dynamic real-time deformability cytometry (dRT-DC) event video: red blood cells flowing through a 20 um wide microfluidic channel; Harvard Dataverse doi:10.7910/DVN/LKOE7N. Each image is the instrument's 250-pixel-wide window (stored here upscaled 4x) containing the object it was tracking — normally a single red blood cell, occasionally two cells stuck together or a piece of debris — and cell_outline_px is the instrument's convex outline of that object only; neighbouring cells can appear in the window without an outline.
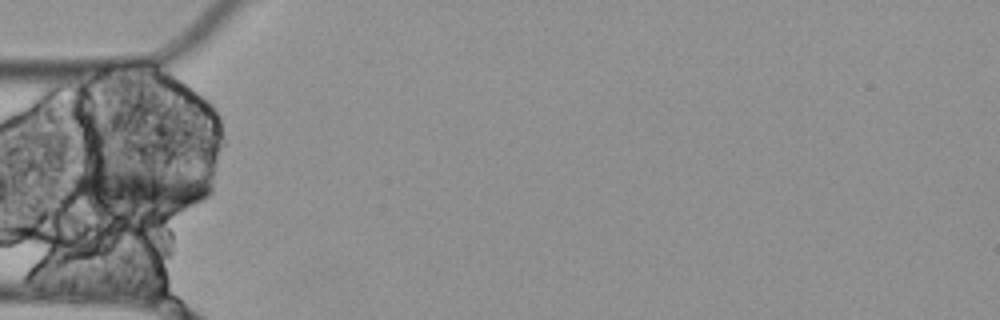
{"species": "Egyptian fruit bat (a non-hibernating species)", "species_latin": "Rousettus aegyptiacus", "temperature_condition": "cold", "stored_images_in_passage": 6, "segment_of_instrument_passage": [1, 2], "camera_frame_rate_fps": 3000, "um_per_image_px": 0.085, "animal": {"sex": "female"}, "frame": {"image": 1, "passage_image": 4, "time_ms": 1.0, "image_size_px": [1000, 320], "cell_outline_px": [[212, 192], [204, 200], [168, 216], [152, 216], [96, 212], [76, 200], [68, 176], [76, 172], [180, 172], [192, 176], [212, 184]], "centroid_in_image_um": [11.79, 16.32], "position_along_channel_um": 73.2, "area_um2": 37.22}}